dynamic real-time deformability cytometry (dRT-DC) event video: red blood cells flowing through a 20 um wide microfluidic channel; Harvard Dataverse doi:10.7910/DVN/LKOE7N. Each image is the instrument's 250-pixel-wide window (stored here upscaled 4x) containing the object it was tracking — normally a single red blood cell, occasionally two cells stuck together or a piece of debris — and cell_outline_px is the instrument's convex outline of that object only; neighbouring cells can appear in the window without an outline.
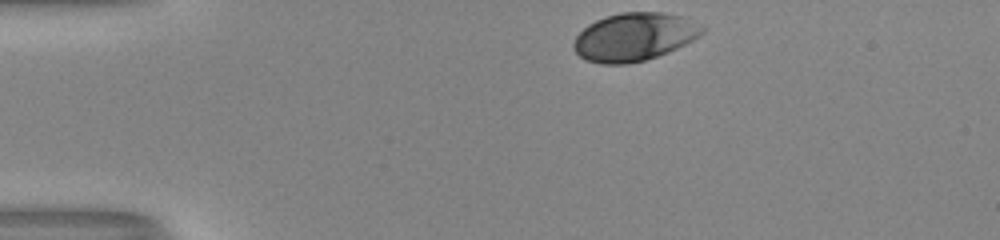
{"species": "human", "species_latin": "Homo sapiens", "temperature_condition": "room temperature", "stored_images_in_passage": 33, "camera_frame_rate_fps": 3000, "um_per_image_px": 0.085, "donor": {"sex": "male"}, "frame": {"image": 1, "passage_image": 1, "time_ms": 0.0, "image_size_px": [1000, 240], "cell_outline_px": [[704, 32], [700, 36], [668, 52], [644, 60], [628, 64], [600, 64], [584, 60], [572, 48], [572, 44], [576, 36], [588, 24], [596, 20], [620, 12], [664, 12], [680, 16], [704, 28]], "centroid_in_image_um": [53.86, 3.15], "position_along_channel_um": 31.1, "area_um2": 35.78}}
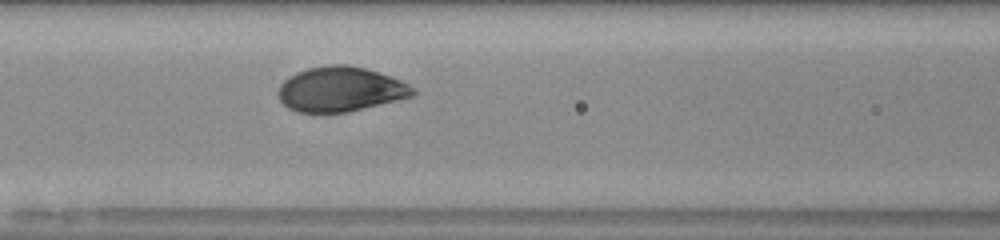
{"frame": {"image": 2, "passage_image": 14, "time_ms": 4.333, "image_size_px": [1000, 240], "cell_outline_px": [[416, 92], [412, 96], [348, 112], [296, 112], [288, 108], [280, 100], [280, 84], [288, 76], [296, 72], [308, 68], [328, 64], [348, 64], [364, 68], [400, 80], [416, 88]], "centroid_in_image_um": [28.92, 7.58], "position_along_channel_um": 137.7, "area_um2": 34.91}}
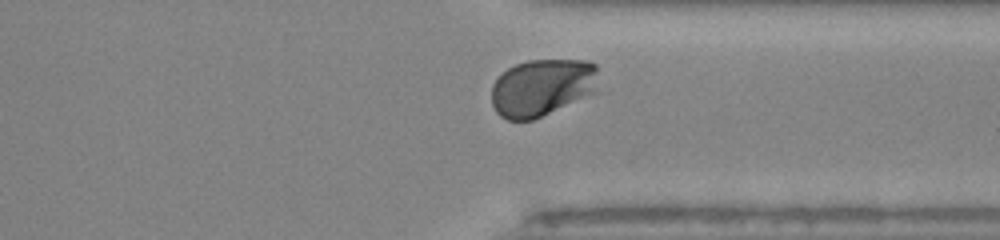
{"frame": {"image": 3, "passage_image": 31, "time_ms": 10.0, "image_size_px": [1000, 240], "cell_outline_px": [[600, 92], [532, 120], [508, 120], [500, 116], [496, 112], [492, 104], [492, 84], [508, 68], [516, 64], [528, 60], [588, 60], [596, 64]], "centroid_in_image_um": [46.15, 7.44], "position_along_channel_um": 365.3, "area_um2": 36.3}, "authors_computed_cell_mechanics": {"area_um2": 35.8938, "velocity_mm_per_s": 4.011, "shape_relaxation_time_tau1_ms": 2.1516, "shape_relaxation_time_tau2_ms": null, "deformation_change_tau1": 0.1285, "deformation_change_tau2": null}}